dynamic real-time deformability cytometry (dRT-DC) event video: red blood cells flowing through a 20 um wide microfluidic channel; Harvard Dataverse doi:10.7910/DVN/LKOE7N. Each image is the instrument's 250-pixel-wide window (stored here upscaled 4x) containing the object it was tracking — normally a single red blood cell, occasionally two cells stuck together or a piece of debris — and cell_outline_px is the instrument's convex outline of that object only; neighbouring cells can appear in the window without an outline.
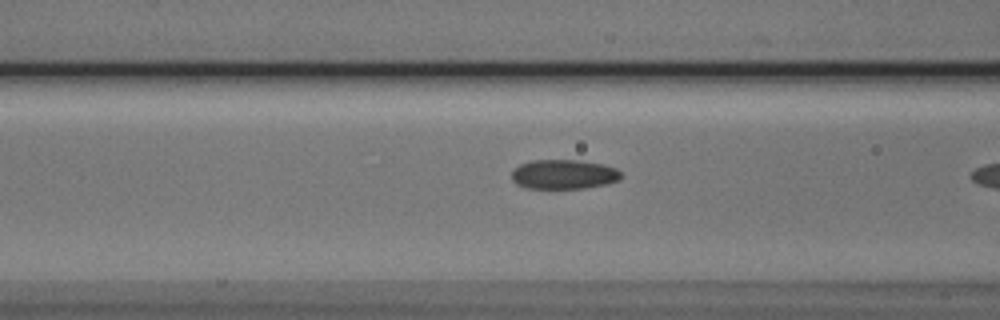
{"species": "Egyptian fruit bat (a non-hibernating species)", "species_latin": "Rousettus aegyptiacus", "temperature_condition": "cold", "stored_images_in_passage": 20, "segment_of_instrument_passage": [2, 2], "camera_frame_rate_fps": 3000, "um_per_image_px": 0.085, "animal": {"sex": "male"}, "frame": {"image": 1, "passage_image": 19, "time_ms": 6.0, "image_size_px": [1000, 320], "cell_outline_px": [[620, 180], [608, 184], [584, 188], [524, 188], [516, 184], [512, 180], [512, 172], [520, 164], [532, 160], [576, 160], [604, 164], [616, 168], [620, 172]], "centroid_in_image_um": [47.92, 14.82], "position_along_channel_um": 118.7, "area_um2": 18.84}}